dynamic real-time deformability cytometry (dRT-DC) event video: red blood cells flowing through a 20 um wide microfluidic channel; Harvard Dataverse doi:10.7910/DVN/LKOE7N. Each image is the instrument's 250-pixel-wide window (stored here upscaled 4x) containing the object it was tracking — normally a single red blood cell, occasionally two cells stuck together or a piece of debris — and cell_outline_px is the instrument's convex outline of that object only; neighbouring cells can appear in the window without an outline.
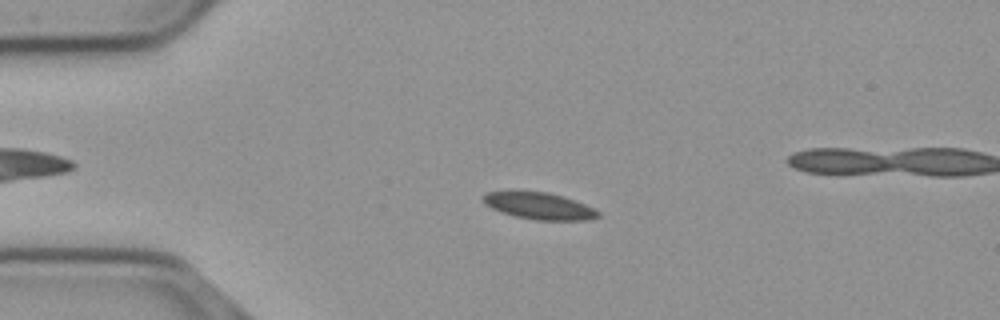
{"species": "common noctule bat (a hibernating species)", "species_latin": "Nyctalus noctula", "temperature_condition": "cold", "stored_images_in_passage": 57, "camera_frame_rate_fps": 3000, "um_per_image_px": 0.085, "animal": {"sex": "male", "body_mass_g": 23.1, "forearm_length_mm": 52.7}, "frame": {"image": 1, "passage_image": 13, "time_ms": 4.0, "image_size_px": [1000, 320], "cell_outline_px": [[600, 216], [588, 220], [536, 220], [516, 216], [500, 212], [484, 204], [480, 196], [488, 192], [548, 192], [584, 204], [600, 212]], "centroid_in_image_um": [45.8, 17.52], "position_along_channel_um": 39.2, "area_um2": 17.63}}
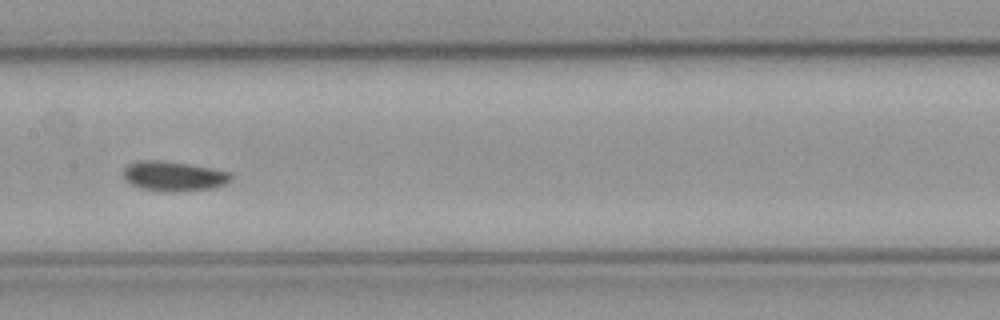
{"frame": {"image": 2, "passage_image": 28, "time_ms": 9.0, "image_size_px": [1000, 320], "cell_outline_px": [[232, 180], [224, 184], [212, 188], [180, 192], [168, 192], [144, 188], [132, 184], [124, 180], [124, 168], [128, 164], [140, 160], [164, 160], [212, 168], [232, 172]], "centroid_in_image_um": [14.79, 14.97], "position_along_channel_um": 192.6, "area_um2": 18.79}}
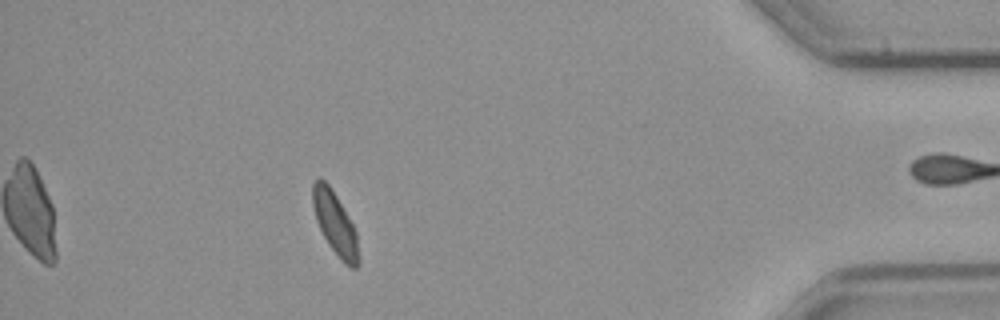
{"frame": {"image": 3, "passage_image": 50, "time_ms": 16.333, "image_size_px": [1000, 320], "cell_outline_px": [[360, 260], [356, 268], [352, 268], [344, 264], [340, 260], [328, 244], [316, 220], [312, 204], [312, 184], [320, 176], [328, 184], [336, 196], [352, 224], [356, 232]], "centroid_in_image_um": [28.48, 19.02], "position_along_channel_um": 406.7, "area_um2": 16.65}, "authors_computed_cell_mechanics": {"area_um2": 17.629, "velocity_mm_per_s": 3.6572, "shape_relaxation_time_tau1_ms": 9.057, "shape_relaxation_time_tau2_ms": null, "deformation_change_tau1": 0.0921, "deformation_change_tau2": null}}